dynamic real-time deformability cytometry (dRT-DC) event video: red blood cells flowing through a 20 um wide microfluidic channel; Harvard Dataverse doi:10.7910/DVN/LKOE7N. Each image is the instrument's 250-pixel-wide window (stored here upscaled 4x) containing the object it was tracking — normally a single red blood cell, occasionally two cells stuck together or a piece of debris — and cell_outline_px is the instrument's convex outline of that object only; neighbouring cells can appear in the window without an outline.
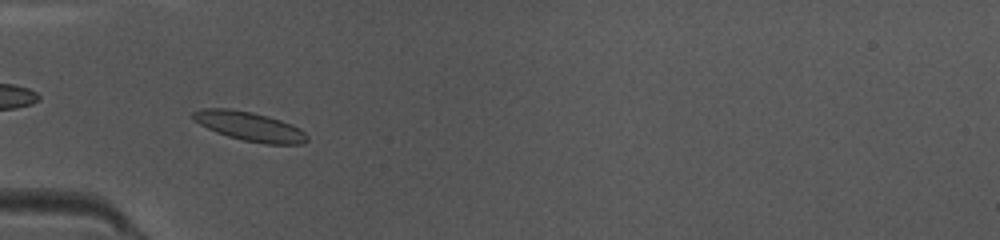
{"species": "common noctule bat (a hibernating species)", "species_latin": "Nyctalus noctula", "temperature_condition": "warm", "stored_images_in_passage": 7, "camera_frame_rate_fps": 3000, "um_per_image_px": 0.085, "animal": {"sex": "female", "body_mass_g": 10.0, "forearm_length_mm": 53.1}, "frame": {"image": 1, "passage_image": 2, "time_ms": 0.333, "image_size_px": [1000, 240], "cell_outline_px": [[308, 140], [300, 144], [264, 144], [244, 140], [228, 136], [216, 132], [200, 124], [192, 116], [192, 112], [204, 108], [228, 108], [252, 112], [268, 116], [292, 124], [300, 128], [308, 136]], "centroid_in_image_um": [21.24, 10.74], "position_along_channel_um": 63.8, "area_um2": 19.25}}
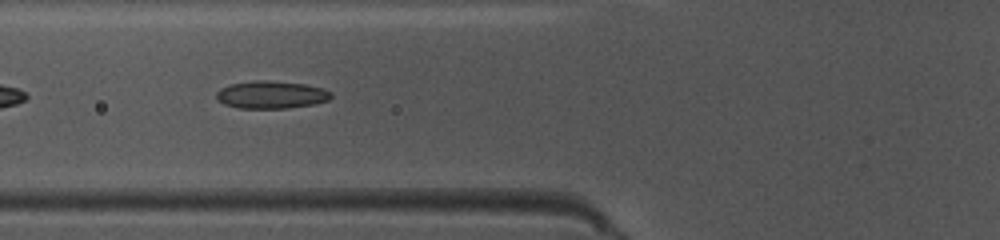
{"frame": {"image": 2, "passage_image": 5, "time_ms": 1.333, "image_size_px": [1000, 240], "cell_outline_px": [[332, 96], [328, 100], [312, 104], [288, 108], [240, 108], [224, 104], [216, 100], [216, 92], [220, 88], [228, 84], [256, 80], [264, 80], [304, 84], [324, 88], [332, 92]], "centroid_in_image_um": [23.02, 8.05], "position_along_channel_um": 102.8, "area_um2": 18.5}}